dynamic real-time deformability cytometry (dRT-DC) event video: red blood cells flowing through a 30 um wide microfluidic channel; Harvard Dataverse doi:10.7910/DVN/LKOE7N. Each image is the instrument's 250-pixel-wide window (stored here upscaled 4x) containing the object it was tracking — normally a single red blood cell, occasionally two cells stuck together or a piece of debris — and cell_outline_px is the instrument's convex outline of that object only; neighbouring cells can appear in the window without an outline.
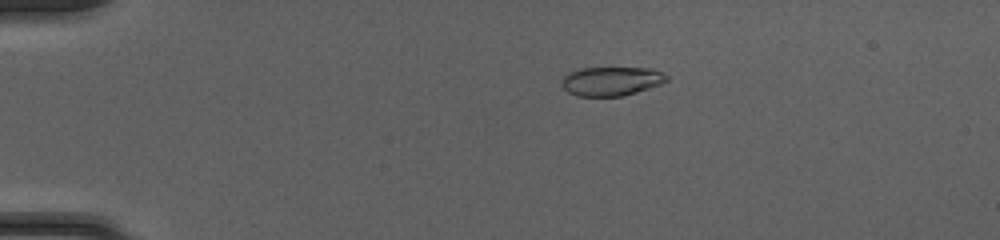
{"species": "common noctule bat (a hibernating species)", "species_latin": "Nyctalus noctula", "temperature_condition": "cold", "stored_images_in_passage": 51, "camera_frame_rate_fps": 3000, "um_per_image_px": 0.085, "animal": {"sex": "female", "body_mass_g": 20.0, "forearm_length_mm": 54.0}, "frame": {"image": 1, "passage_image": 12, "time_ms": 3.667, "image_size_px": [1000, 240], "cell_outline_px": [[668, 80], [660, 84], [624, 96], [576, 96], [568, 92], [560, 84], [560, 80], [568, 72], [580, 68], [652, 68], [664, 72], [668, 76]], "centroid_in_image_um": [51.95, 6.89], "position_along_channel_um": 33.1, "area_um2": 17.92}}
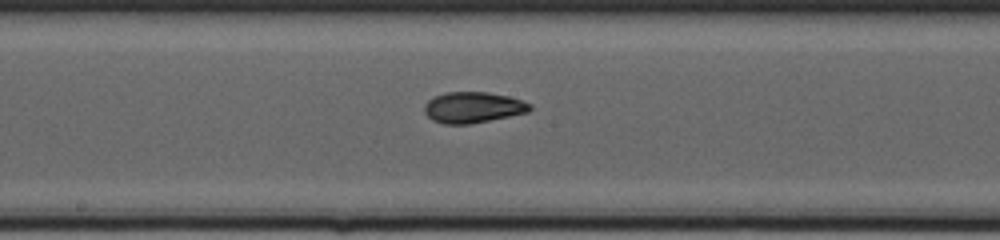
{"frame": {"image": 2, "passage_image": 29, "time_ms": 9.333, "image_size_px": [1000, 240], "cell_outline_px": [[532, 108], [528, 112], [472, 124], [444, 124], [432, 120], [424, 112], [424, 104], [432, 96], [444, 92], [488, 92], [508, 96], [532, 104]], "centroid_in_image_um": [40.17, 9.13], "position_along_channel_um": 208.0, "area_um2": 19.19}}
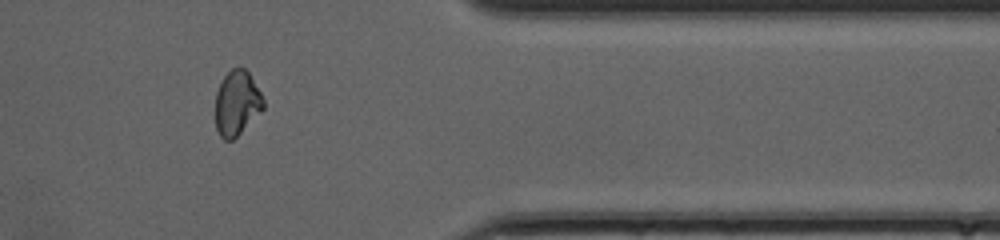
{"frame": {"image": 3, "passage_image": 43, "time_ms": 14.0, "image_size_px": [1000, 240], "cell_outline_px": [[264, 108], [232, 140], [224, 140], [220, 136], [216, 128], [216, 92], [224, 76], [232, 68], [244, 68], [248, 72], [260, 92], [264, 100]], "centroid_in_image_um": [20.12, 8.76], "position_along_channel_um": 391.3, "area_um2": 17.74}, "authors_computed_cell_mechanics": {"area_um2": 19.0162, "velocity_mm_per_s": 4.2486, "shape_relaxation_time_tau1_ms": 5.2962, "shape_relaxation_time_tau2_ms": 1.8477, "deformation_change_tau1": 0.1725, "deformation_change_tau2": 0.0534}}